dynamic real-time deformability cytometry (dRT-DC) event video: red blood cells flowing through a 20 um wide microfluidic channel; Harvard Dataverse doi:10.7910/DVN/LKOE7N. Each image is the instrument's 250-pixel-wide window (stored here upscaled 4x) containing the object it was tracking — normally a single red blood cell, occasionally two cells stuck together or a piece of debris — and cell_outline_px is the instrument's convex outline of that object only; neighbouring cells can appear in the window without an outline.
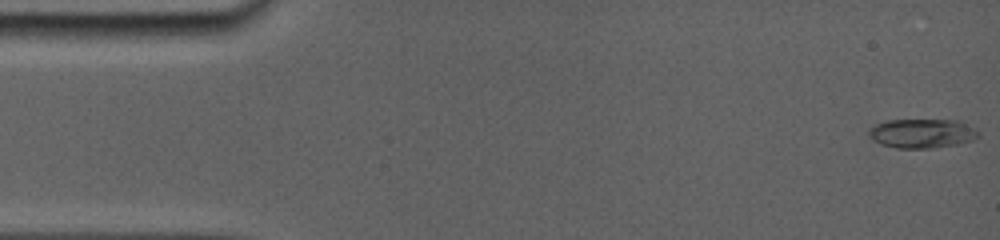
{"species": "common noctule bat (a hibernating species)", "species_latin": "Nyctalus noctula", "temperature_condition": "room temperature", "stored_images_in_passage": 12, "camera_frame_rate_fps": 5000, "um_per_image_px": 0.085, "animal": {"sex": "female", "body_mass_g": 19.0, "forearm_length_mm": 56.7}, "frame": {"image": 1, "passage_image": 1, "time_ms": 0.0, "image_size_px": [1000, 240], "cell_outline_px": [[980, 136], [972, 140], [956, 144], [932, 148], [896, 148], [880, 144], [872, 140], [868, 136], [868, 128], [876, 124], [888, 120], [956, 120], [980, 132]], "centroid_in_image_um": [78.31, 11.34], "position_along_channel_um": 6.7, "area_um2": 18.61}}
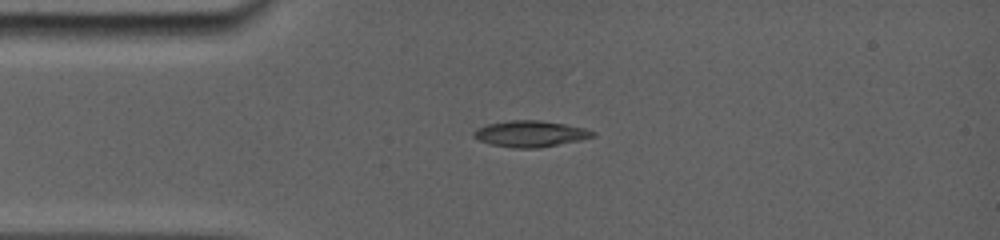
{"frame": {"image": 2, "passage_image": 10, "time_ms": 3.6, "image_size_px": [1000, 240], "cell_outline_px": [[596, 136], [580, 140], [536, 148], [512, 148], [492, 144], [480, 140], [472, 136], [472, 132], [476, 128], [488, 124], [508, 120], [540, 120], [564, 124], [584, 128], [596, 132]], "centroid_in_image_um": [45.06, 11.36], "position_along_channel_um": 39.9, "area_um2": 18.09}}
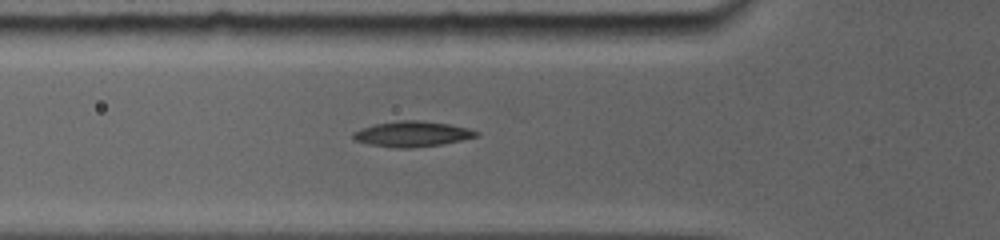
{"frame": {"image": 3, "passage_image": 12, "time_ms": 5.4, "image_size_px": [1000, 240], "cell_outline_px": [[480, 136], [444, 144], [408, 148], [396, 148], [368, 144], [356, 140], [352, 136], [352, 132], [376, 124], [400, 120], [424, 120], [448, 124], [468, 128], [480, 132]], "centroid_in_image_um": [35.09, 11.39], "position_along_channel_um": 90.7, "area_um2": 18.26}}